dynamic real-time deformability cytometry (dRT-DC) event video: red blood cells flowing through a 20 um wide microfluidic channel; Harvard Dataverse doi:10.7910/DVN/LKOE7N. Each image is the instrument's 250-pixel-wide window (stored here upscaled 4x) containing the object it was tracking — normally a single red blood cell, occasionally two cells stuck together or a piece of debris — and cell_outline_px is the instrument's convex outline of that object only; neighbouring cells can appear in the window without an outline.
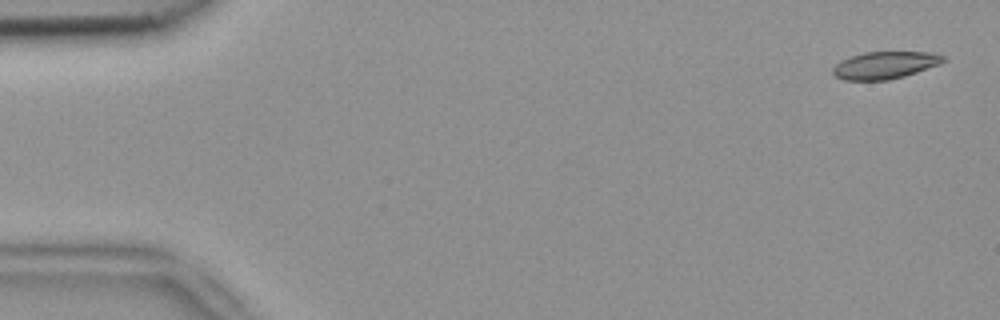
{"species": "common noctule bat (a hibernating species)", "species_latin": "Nyctalus noctula", "temperature_condition": "room temperature", "stored_images_in_passage": 5, "camera_frame_rate_fps": 3000, "um_per_image_px": 0.085, "animal": {"sex": "female", "body_mass_g": 18.4}, "frame": {"image": 1, "passage_image": 1, "time_ms": 0.0, "image_size_px": [1000, 320], "cell_outline_px": [[944, 60], [940, 64], [904, 76], [888, 80], [844, 80], [836, 76], [832, 72], [832, 68], [840, 60], [864, 52], [928, 52], [944, 56]], "centroid_in_image_um": [75.18, 5.54], "position_along_channel_um": 9.8, "area_um2": 17.4}}
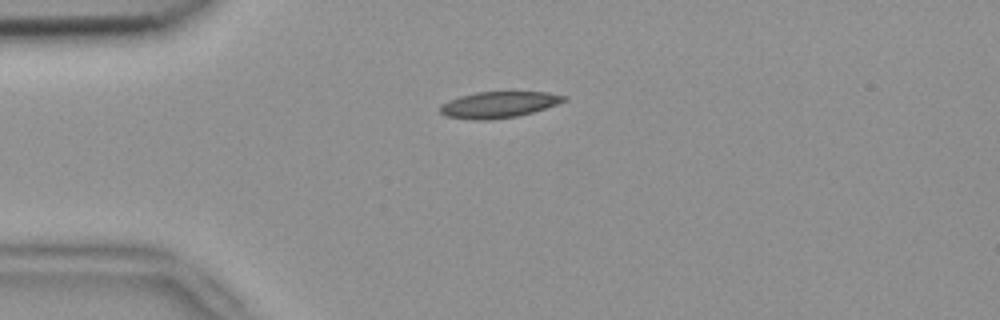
{"frame": {"image": 2, "passage_image": 4, "time_ms": 1.0, "image_size_px": [1000, 320], "cell_outline_px": [[568, 100], [532, 112], [516, 116], [492, 120], [476, 120], [444, 116], [440, 112], [440, 104], [448, 100], [460, 96], [476, 92], [548, 92], [568, 96]], "centroid_in_image_um": [42.37, 8.89], "position_along_channel_um": 42.6, "area_um2": 18.96}}